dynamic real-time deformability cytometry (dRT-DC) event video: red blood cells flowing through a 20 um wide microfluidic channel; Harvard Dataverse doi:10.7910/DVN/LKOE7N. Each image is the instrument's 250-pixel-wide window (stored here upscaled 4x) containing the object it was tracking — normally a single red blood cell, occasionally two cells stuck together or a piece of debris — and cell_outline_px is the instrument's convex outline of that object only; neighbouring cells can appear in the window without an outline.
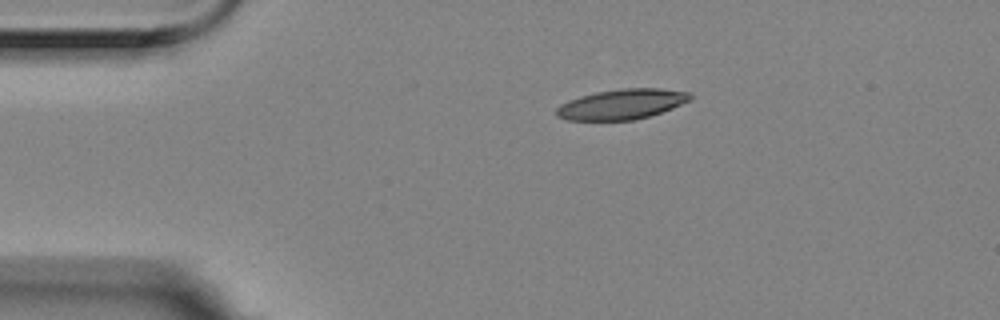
{"species": "Egyptian fruit bat (a non-hibernating species)", "species_latin": "Rousettus aegyptiacus", "temperature_condition": "room temperature", "stored_images_in_passage": 7, "camera_frame_rate_fps": 3000, "um_per_image_px": 0.085, "animal": {"sex": "female"}, "frame": {"image": 1, "passage_image": 1, "time_ms": 0.0, "image_size_px": [1000, 320], "cell_outline_px": [[692, 96], [688, 100], [672, 108], [648, 116], [632, 120], [568, 120], [556, 116], [556, 108], [560, 104], [568, 100], [580, 96], [596, 92], [620, 88], [660, 88], [692, 92]], "centroid_in_image_um": [52.82, 8.85], "position_along_channel_um": 32.2, "area_um2": 23.47}}
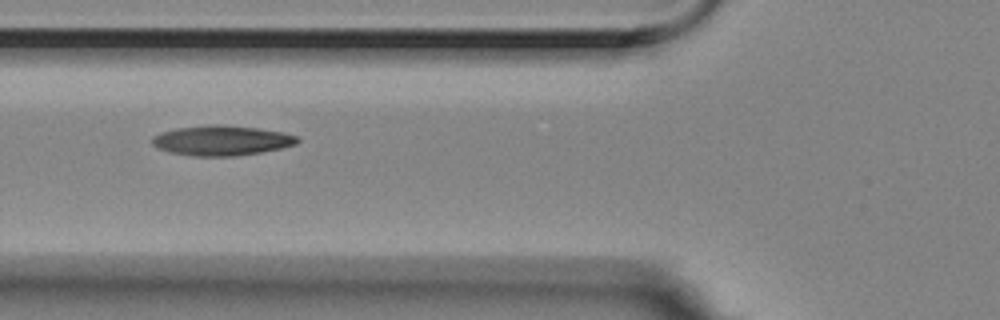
{"frame": {"image": 2, "passage_image": 4, "time_ms": 1.0, "image_size_px": [1000, 320], "cell_outline_px": [[300, 140], [296, 144], [280, 148], [260, 152], [236, 156], [192, 156], [168, 152], [152, 144], [152, 136], [160, 132], [176, 128], [212, 124], [220, 124], [256, 128], [280, 132], [296, 136]], "centroid_in_image_um": [18.79, 11.94], "position_along_channel_um": 107.0, "area_um2": 25.26}}
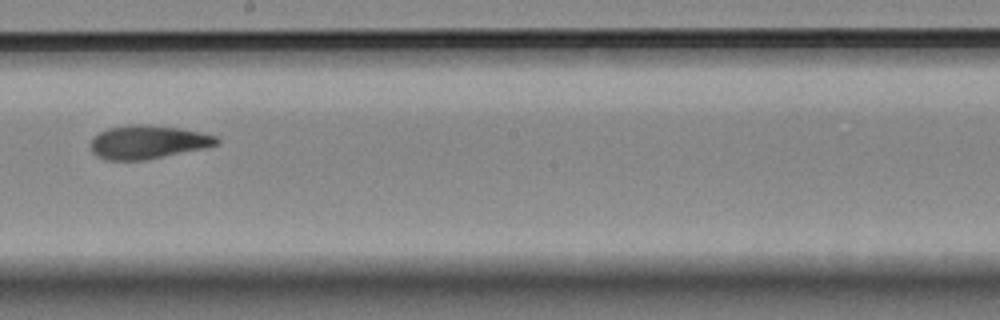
{"frame": {"image": 3, "passage_image": 7, "time_ms": 2.0, "image_size_px": [1000, 320], "cell_outline_px": [[220, 144], [204, 148], [144, 160], [108, 160], [96, 156], [92, 152], [88, 144], [92, 136], [108, 128], [132, 124], [144, 124], [180, 128], [200, 132], [216, 136], [220, 140]], "centroid_in_image_um": [12.52, 12.07], "position_along_channel_um": 235.7, "area_um2": 24.74}}